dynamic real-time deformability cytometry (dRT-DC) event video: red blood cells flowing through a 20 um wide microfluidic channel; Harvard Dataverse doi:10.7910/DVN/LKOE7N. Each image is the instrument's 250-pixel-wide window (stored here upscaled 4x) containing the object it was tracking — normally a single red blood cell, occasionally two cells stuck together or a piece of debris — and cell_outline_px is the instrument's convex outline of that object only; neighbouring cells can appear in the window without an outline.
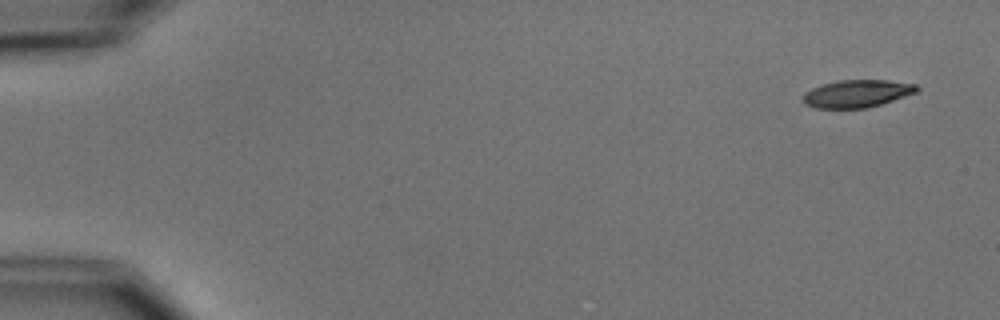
{"species": "common noctule bat (a hibernating species)", "species_latin": "Nyctalus noctula", "temperature_condition": "cold", "stored_images_in_passage": 5, "camera_frame_rate_fps": 3000, "um_per_image_px": 0.085, "animal": {"sex": "male", "body_mass_g": 15.6}, "frame": {"image": 1, "passage_image": 1, "time_ms": 0.0, "image_size_px": [1000, 320], "cell_outline_px": [[920, 88], [916, 92], [868, 108], [816, 108], [804, 104], [804, 92], [820, 84], [836, 80], [888, 80], [916, 84]], "centroid_in_image_um": [72.82, 7.94], "position_along_channel_um": 12.2, "area_um2": 18.26}}
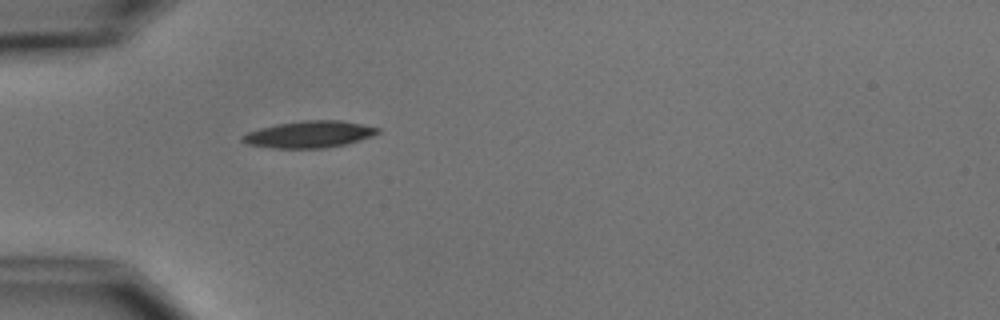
{"frame": {"image": 2, "passage_image": 5, "time_ms": 4.667, "image_size_px": [1000, 320], "cell_outline_px": [[380, 132], [372, 136], [360, 140], [344, 144], [324, 148], [272, 148], [248, 144], [240, 140], [240, 136], [248, 132], [260, 128], [276, 124], [304, 120], [340, 120], [380, 128]], "centroid_in_image_um": [26.26, 11.42], "position_along_channel_um": 58.7, "area_um2": 21.04}}